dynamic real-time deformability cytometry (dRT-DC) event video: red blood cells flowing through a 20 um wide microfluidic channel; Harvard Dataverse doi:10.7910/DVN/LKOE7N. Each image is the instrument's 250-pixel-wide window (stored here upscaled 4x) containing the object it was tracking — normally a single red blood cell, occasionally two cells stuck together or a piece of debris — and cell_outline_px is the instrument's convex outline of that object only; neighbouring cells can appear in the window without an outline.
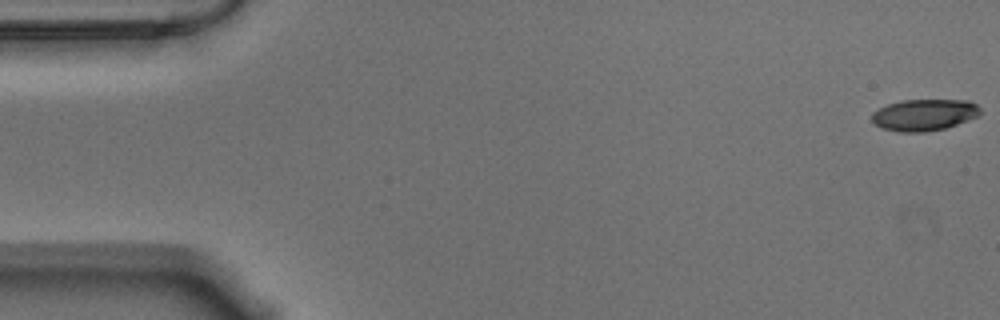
{"species": "Egyptian fruit bat (a non-hibernating species)", "species_latin": "Rousettus aegyptiacus", "temperature_condition": "warm", "stored_images_in_passage": 8, "camera_frame_rate_fps": 3000, "um_per_image_px": 0.085, "animal": {"sex": "male"}, "frame": {"image": 1, "passage_image": 1, "time_ms": 0.0, "image_size_px": [1000, 320], "cell_outline_px": [[980, 112], [976, 116], [968, 120], [944, 128], [924, 132], [900, 132], [884, 128], [876, 124], [872, 120], [872, 112], [888, 104], [900, 100], [968, 100], [976, 104], [980, 108]], "centroid_in_image_um": [78.55, 9.75], "position_along_channel_um": 6.5, "area_um2": 19.71}}